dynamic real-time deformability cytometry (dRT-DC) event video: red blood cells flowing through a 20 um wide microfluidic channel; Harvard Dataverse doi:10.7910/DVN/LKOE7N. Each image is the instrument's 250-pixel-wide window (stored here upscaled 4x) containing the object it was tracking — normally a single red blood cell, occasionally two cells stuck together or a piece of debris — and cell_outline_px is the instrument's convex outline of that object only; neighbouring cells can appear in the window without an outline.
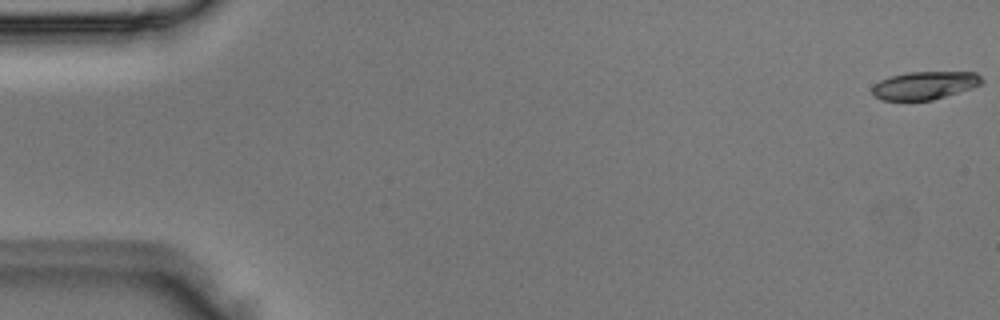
{"species": "Egyptian fruit bat (a non-hibernating species)", "species_latin": "Rousettus aegyptiacus", "temperature_condition": "room temperature", "stored_images_in_passage": 4, "camera_frame_rate_fps": 3000, "um_per_image_px": 0.085, "animal": {"sex": "male"}, "frame": {"image": 1, "passage_image": 1, "time_ms": 0.0, "image_size_px": [1000, 320], "cell_outline_px": [[984, 84], [972, 88], [932, 100], [880, 100], [872, 92], [872, 84], [888, 76], [908, 72], [976, 72], [984, 80]], "centroid_in_image_um": [78.6, 7.25], "position_along_channel_um": 6.4, "area_um2": 18.03}}
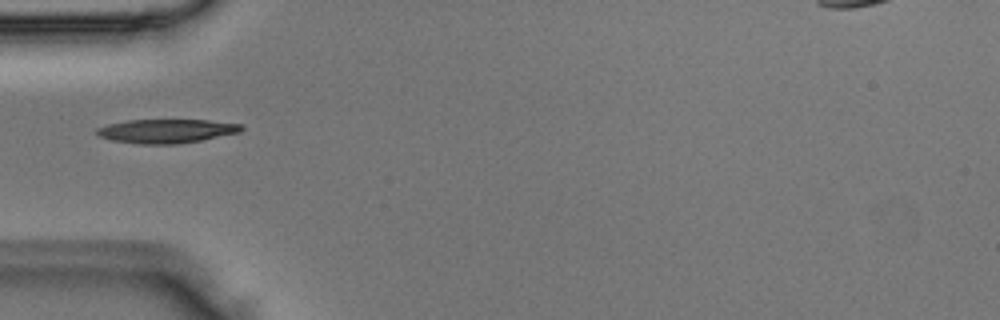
{"frame": {"image": 2, "passage_image": 4, "time_ms": 1.0, "image_size_px": [1000, 320], "cell_outline_px": [[244, 128], [240, 132], [200, 140], [176, 144], [136, 144], [112, 140], [100, 136], [96, 132], [96, 128], [108, 124], [128, 120], [208, 120], [244, 124]], "centroid_in_image_um": [14.16, 11.13], "position_along_channel_um": 70.8, "area_um2": 20.11}}